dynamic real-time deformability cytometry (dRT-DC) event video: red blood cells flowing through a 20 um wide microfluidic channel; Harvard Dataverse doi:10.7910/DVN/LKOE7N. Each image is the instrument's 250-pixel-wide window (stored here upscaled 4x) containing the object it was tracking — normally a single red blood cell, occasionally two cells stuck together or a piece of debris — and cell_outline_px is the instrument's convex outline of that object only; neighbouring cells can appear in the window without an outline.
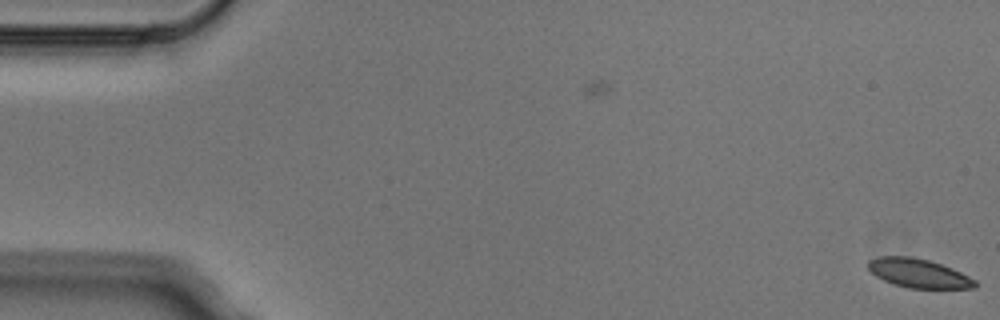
{"species": "Egyptian fruit bat (a non-hibernating species)", "species_latin": "Rousettus aegyptiacus", "temperature_condition": "cold", "stored_images_in_passage": 5, "camera_frame_rate_fps": 3000, "um_per_image_px": 0.085, "animal": {"sex": "male"}, "frame": {"image": 1, "passage_image": 1, "time_ms": 0.0, "image_size_px": [1000, 320], "cell_outline_px": [[980, 284], [976, 288], [908, 288], [892, 284], [876, 276], [868, 268], [868, 260], [880, 256], [908, 256], [928, 260], [952, 268], [976, 280]], "centroid_in_image_um": [78.09, 23.23], "position_along_channel_um": 6.9, "area_um2": 18.03}}
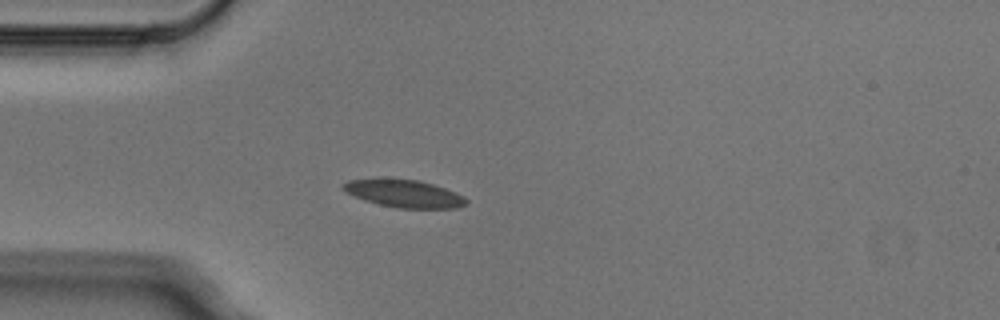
{"frame": {"image": 2, "passage_image": 5, "time_ms": 1.333, "image_size_px": [1000, 320], "cell_outline_px": [[468, 204], [460, 208], [396, 208], [364, 200], [348, 192], [340, 184], [348, 180], [380, 176], [416, 180], [432, 184], [456, 192], [464, 196], [468, 200]], "centroid_in_image_um": [34.34, 16.42], "position_along_channel_um": 50.7, "area_um2": 20.23}}